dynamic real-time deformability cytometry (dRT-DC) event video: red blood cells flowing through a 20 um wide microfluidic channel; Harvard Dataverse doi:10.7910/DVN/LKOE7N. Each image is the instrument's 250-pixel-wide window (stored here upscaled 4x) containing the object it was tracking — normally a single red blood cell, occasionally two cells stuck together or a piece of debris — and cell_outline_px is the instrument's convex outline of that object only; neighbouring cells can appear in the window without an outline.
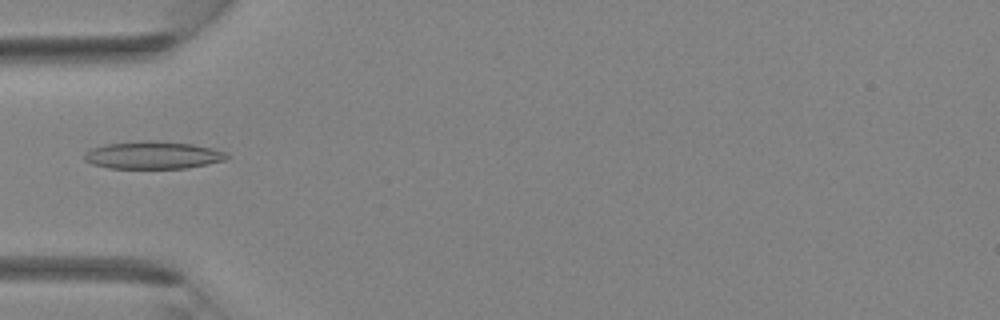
{"species": "Egyptian fruit bat (a non-hibernating species)", "species_latin": "Rousettus aegyptiacus", "temperature_condition": "room temperature", "stored_images_in_passage": 35, "camera_frame_rate_fps": 3000, "um_per_image_px": 0.085, "animal": {"sex": "female"}, "frame": {"image": 1, "passage_image": 9, "time_ms": 2.667, "image_size_px": [1000, 320], "cell_outline_px": [[232, 156], [228, 160], [188, 168], [108, 168], [92, 164], [84, 160], [84, 152], [92, 148], [104, 144], [144, 140], [152, 140], [192, 144], [212, 148], [228, 152]], "centroid_in_image_um": [13.05, 13.18], "position_along_channel_um": 72.0, "area_um2": 23.24}}
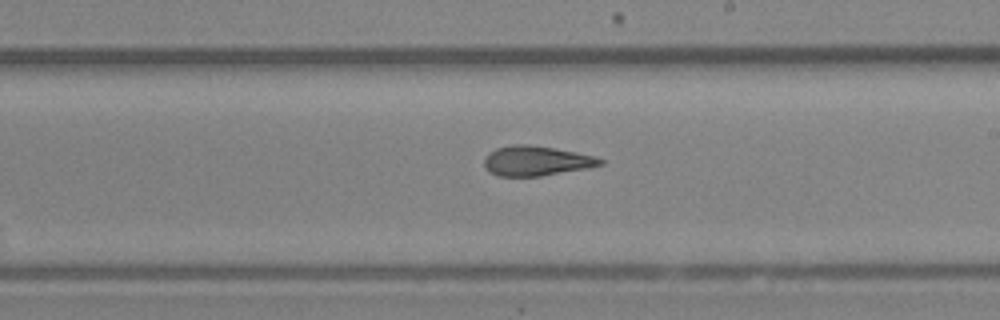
{"frame": {"image": 2, "passage_image": 19, "time_ms": 6.0, "image_size_px": [1000, 320], "cell_outline_px": [[604, 164], [588, 168], [540, 176], [500, 176], [492, 172], [484, 164], [484, 156], [488, 152], [496, 148], [512, 144], [528, 144], [576, 152], [592, 156], [604, 160]], "centroid_in_image_um": [45.57, 13.66], "position_along_channel_um": 243.4, "area_um2": 20.0}}
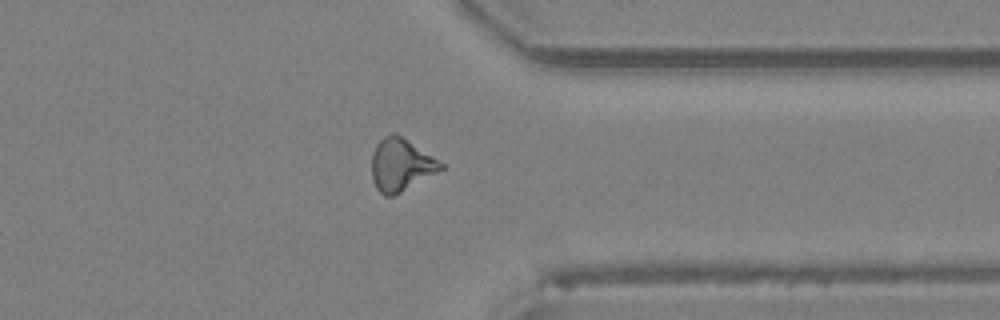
{"frame": {"image": 3, "passage_image": 27, "time_ms": 8.667, "image_size_px": [1000, 320], "cell_outline_px": [[444, 168], [400, 192], [392, 196], [384, 196], [376, 188], [372, 180], [372, 152], [376, 144], [384, 136], [392, 132], [396, 132], [444, 164]], "centroid_in_image_um": [34.04, 13.99], "position_along_channel_um": 377.4, "area_um2": 20.92}}